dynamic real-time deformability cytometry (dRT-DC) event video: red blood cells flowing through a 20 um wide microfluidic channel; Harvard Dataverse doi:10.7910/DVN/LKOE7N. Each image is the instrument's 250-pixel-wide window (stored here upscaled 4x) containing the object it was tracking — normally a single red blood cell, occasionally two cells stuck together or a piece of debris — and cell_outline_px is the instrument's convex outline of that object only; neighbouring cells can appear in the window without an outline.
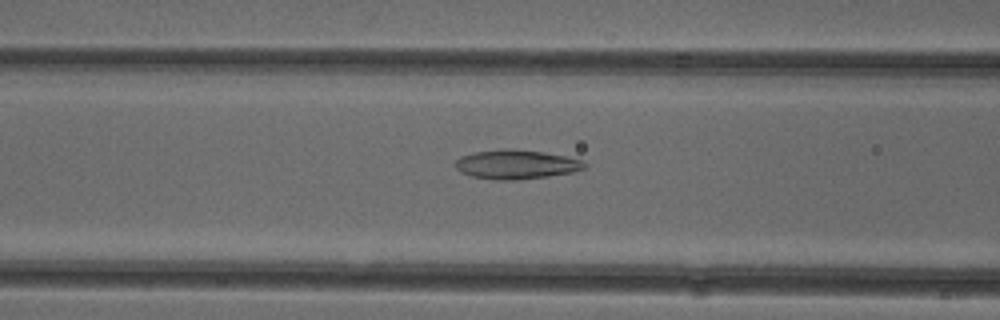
{"species": "common noctule bat (a hibernating species)", "species_latin": "Nyctalus noctula", "temperature_condition": "cold", "stored_images_in_passage": 51, "camera_frame_rate_fps": 3000, "um_per_image_px": 0.085, "animal": {"sex": "female"}, "frame": {"image": 1, "passage_image": 20, "time_ms": 6.333, "image_size_px": [1000, 320], "cell_outline_px": [[588, 168], [572, 172], [548, 176], [516, 180], [496, 180], [472, 176], [460, 172], [456, 168], [456, 160], [472, 152], [504, 148], [512, 148], [544, 152], [568, 156], [584, 160], [588, 164]], "centroid_in_image_um": [43.95, 13.96], "position_along_channel_um": 122.7, "area_um2": 22.25}}
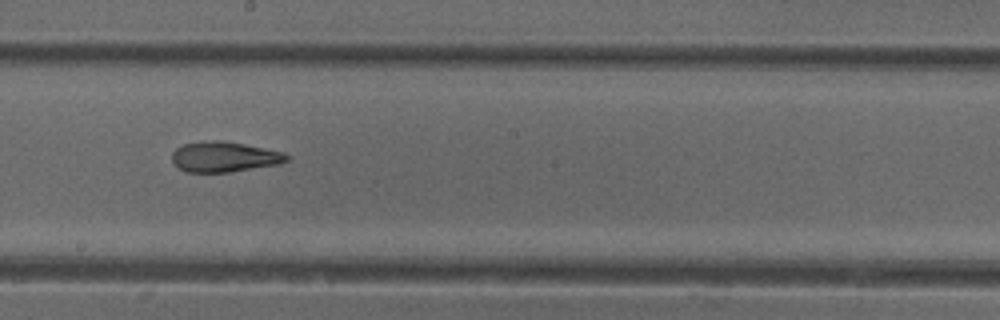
{"frame": {"image": 2, "passage_image": 28, "time_ms": 9.0, "image_size_px": [1000, 320], "cell_outline_px": [[288, 160], [280, 164], [228, 172], [188, 172], [180, 168], [172, 160], [172, 152], [176, 148], [184, 144], [212, 140], [220, 140], [244, 144], [284, 152], [288, 156]], "centroid_in_image_um": [19.07, 13.33], "position_along_channel_um": 229.1, "area_um2": 20.06}}
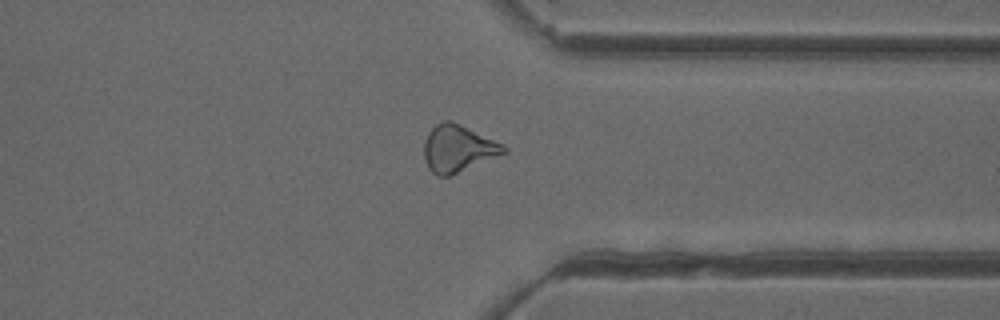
{"frame": {"image": 3, "passage_image": 39, "time_ms": 12.667, "image_size_px": [1000, 320], "cell_outline_px": [[508, 152], [448, 176], [440, 176], [432, 172], [428, 168], [424, 156], [424, 140], [428, 132], [436, 124], [444, 120], [452, 120], [504, 144], [508, 148]], "centroid_in_image_um": [38.93, 12.6], "position_along_channel_um": 372.5, "area_um2": 21.79}, "authors_computed_cell_mechanics": {"area_um2": 22.253, "velocity_mm_per_s": 3.9892, "shape_relaxation_time_tau1_ms": null, "shape_relaxation_time_tau2_ms": 2.8463, "deformation_change_tau1": null, "deformation_change_tau2": 0.1203}}